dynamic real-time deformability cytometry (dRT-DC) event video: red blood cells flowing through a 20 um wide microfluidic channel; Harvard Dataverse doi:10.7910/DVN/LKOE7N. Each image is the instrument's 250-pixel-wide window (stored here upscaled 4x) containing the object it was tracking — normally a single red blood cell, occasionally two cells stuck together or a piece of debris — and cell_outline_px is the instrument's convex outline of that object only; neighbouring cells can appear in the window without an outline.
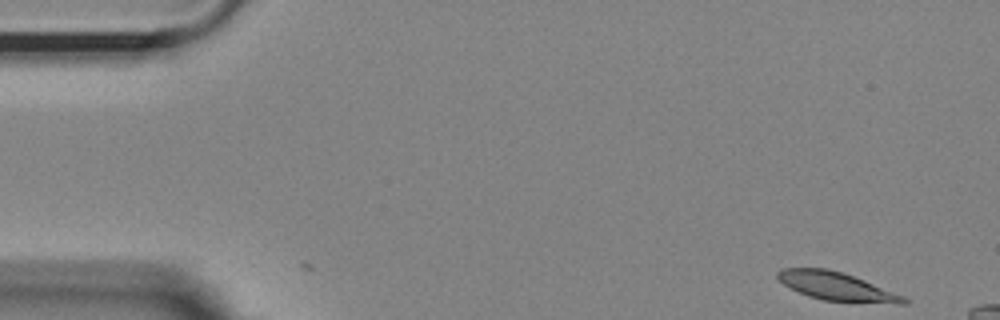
{"species": "Egyptian fruit bat (a non-hibernating species)", "species_latin": "Rousettus aegyptiacus", "temperature_condition": "room temperature", "stored_images_in_passage": 9, "camera_frame_rate_fps": 3000, "um_per_image_px": 0.085, "animal": {"sex": "female"}, "frame": {"image": 1, "passage_image": 1, "time_ms": 0.0, "image_size_px": [1000, 320], "cell_outline_px": [[912, 300], [908, 304], [856, 304], [824, 300], [808, 296], [784, 284], [776, 276], [776, 272], [780, 268], [828, 268], [864, 280], [904, 296]], "centroid_in_image_um": [71.19, 24.38], "position_along_channel_um": 13.8, "area_um2": 21.21}}